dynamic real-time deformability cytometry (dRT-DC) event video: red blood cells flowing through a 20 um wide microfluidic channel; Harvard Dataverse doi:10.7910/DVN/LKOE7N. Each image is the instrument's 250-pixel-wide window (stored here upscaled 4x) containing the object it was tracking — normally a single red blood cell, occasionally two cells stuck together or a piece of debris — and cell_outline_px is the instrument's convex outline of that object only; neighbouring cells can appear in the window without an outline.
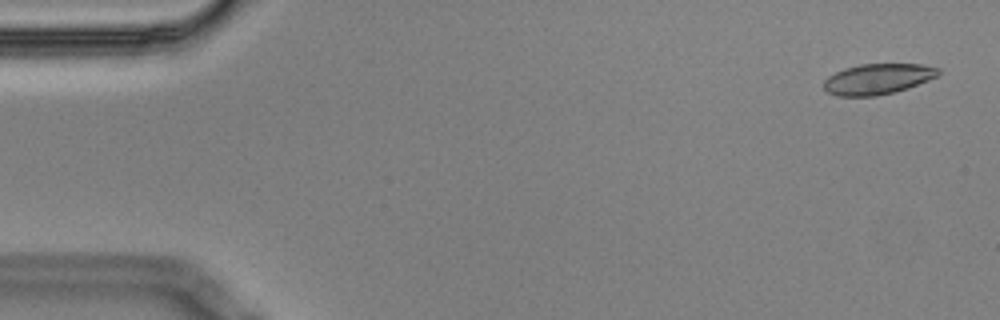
{"species": "Egyptian fruit bat (a non-hibernating species)", "species_latin": "Rousettus aegyptiacus", "temperature_condition": "cold", "stored_images_in_passage": 5, "camera_frame_rate_fps": 3000, "um_per_image_px": 0.085, "animal": {"sex": "male"}, "frame": {"image": 1, "passage_image": 1, "time_ms": 0.0, "image_size_px": [1000, 320], "cell_outline_px": [[940, 76], [908, 88], [876, 96], [836, 96], [828, 92], [824, 88], [824, 80], [828, 76], [844, 68], [860, 64], [920, 64], [940, 68]], "centroid_in_image_um": [74.63, 6.71], "position_along_channel_um": 10.4, "area_um2": 20.52}}
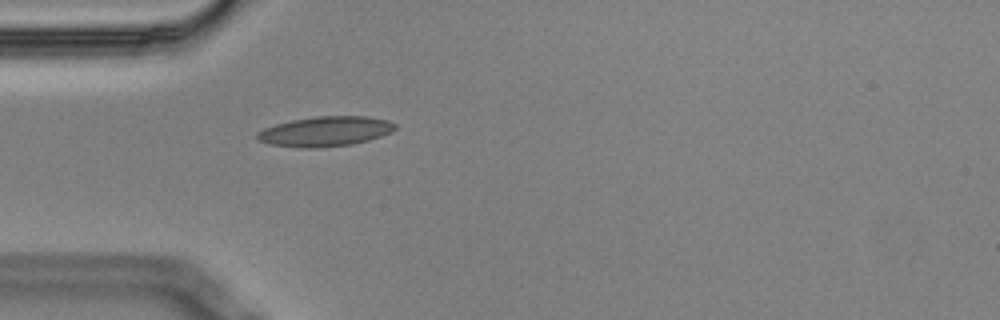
{"frame": {"image": 2, "passage_image": 5, "time_ms": 1.333, "image_size_px": [1000, 320], "cell_outline_px": [[396, 128], [392, 132], [368, 140], [352, 144], [316, 148], [300, 148], [268, 144], [256, 140], [256, 132], [264, 128], [276, 124], [292, 120], [316, 116], [368, 116], [388, 120], [396, 124]], "centroid_in_image_um": [27.62, 11.17], "position_along_channel_um": 57.4, "area_um2": 24.22}}